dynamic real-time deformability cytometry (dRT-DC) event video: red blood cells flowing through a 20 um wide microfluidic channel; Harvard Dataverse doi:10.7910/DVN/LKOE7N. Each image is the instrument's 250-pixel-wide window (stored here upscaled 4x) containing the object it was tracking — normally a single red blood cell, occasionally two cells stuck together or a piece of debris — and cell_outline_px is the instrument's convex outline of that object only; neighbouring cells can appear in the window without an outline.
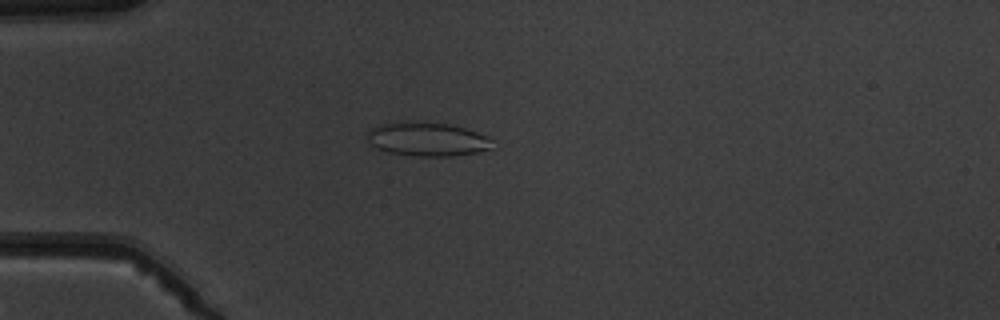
{"species": "common noctule bat (a hibernating species)", "species_latin": "Nyctalus noctula", "temperature_condition": "warm", "stored_images_in_passage": 5, "camera_frame_rate_fps": 3000, "um_per_image_px": 0.085, "animal": {"sex": "male", "body_mass_g": 19.5, "forearm_length_mm": 54.6}, "frame": {"image": 1, "passage_image": 5, "time_ms": 5.0, "image_size_px": [1000, 320], "cell_outline_px": [[496, 148], [476, 152], [452, 156], [416, 156], [388, 152], [376, 148], [368, 140], [368, 132], [372, 128], [380, 124], [408, 120], [452, 124], [488, 136], [492, 140]], "centroid_in_image_um": [36.35, 11.82], "position_along_channel_um": 48.6, "area_um2": 24.97}}